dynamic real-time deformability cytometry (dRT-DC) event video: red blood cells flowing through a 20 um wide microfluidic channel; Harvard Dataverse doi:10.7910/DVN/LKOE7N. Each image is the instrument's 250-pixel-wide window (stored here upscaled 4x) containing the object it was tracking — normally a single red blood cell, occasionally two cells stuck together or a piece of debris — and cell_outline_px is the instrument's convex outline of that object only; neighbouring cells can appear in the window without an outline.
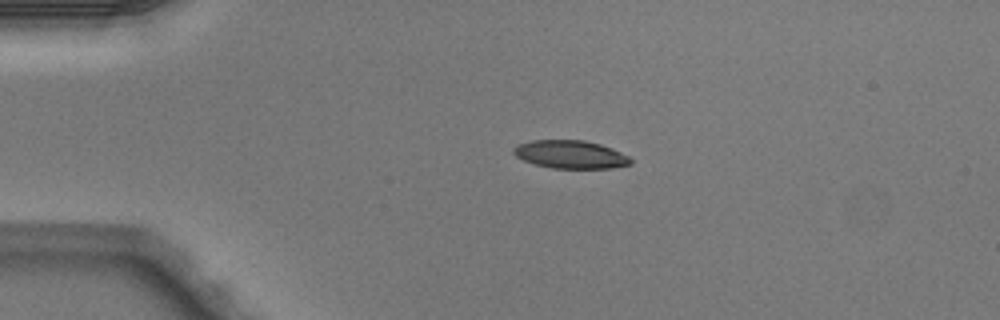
{"species": "Egyptian fruit bat (a non-hibernating species)", "species_latin": "Rousettus aegyptiacus", "temperature_condition": "warm", "stored_images_in_passage": 4, "camera_frame_rate_fps": 3000, "um_per_image_px": 0.085, "animal": {"sex": "male"}, "frame": {"image": 1, "passage_image": 3, "time_ms": 0.667, "image_size_px": [1000, 320], "cell_outline_px": [[632, 164], [612, 168], [552, 168], [536, 164], [524, 160], [516, 156], [512, 152], [512, 148], [516, 144], [532, 140], [584, 140], [600, 144], [612, 148], [628, 156], [632, 160]], "centroid_in_image_um": [48.48, 13.12], "position_along_channel_um": 36.5, "area_um2": 19.19}}
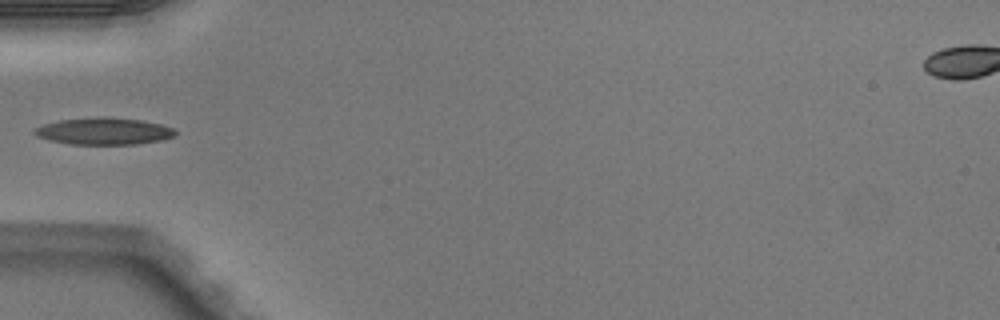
{"frame": {"image": 2, "passage_image": 4, "time_ms": 1.0, "image_size_px": [1000, 320], "cell_outline_px": [[176, 132], [172, 136], [160, 140], [136, 144], [72, 144], [48, 140], [36, 136], [32, 132], [36, 128], [44, 124], [60, 120], [96, 116], [100, 116], [140, 120], [160, 124], [172, 128]], "centroid_in_image_um": [8.77, 11.14], "position_along_channel_um": 76.2, "area_um2": 21.91}}